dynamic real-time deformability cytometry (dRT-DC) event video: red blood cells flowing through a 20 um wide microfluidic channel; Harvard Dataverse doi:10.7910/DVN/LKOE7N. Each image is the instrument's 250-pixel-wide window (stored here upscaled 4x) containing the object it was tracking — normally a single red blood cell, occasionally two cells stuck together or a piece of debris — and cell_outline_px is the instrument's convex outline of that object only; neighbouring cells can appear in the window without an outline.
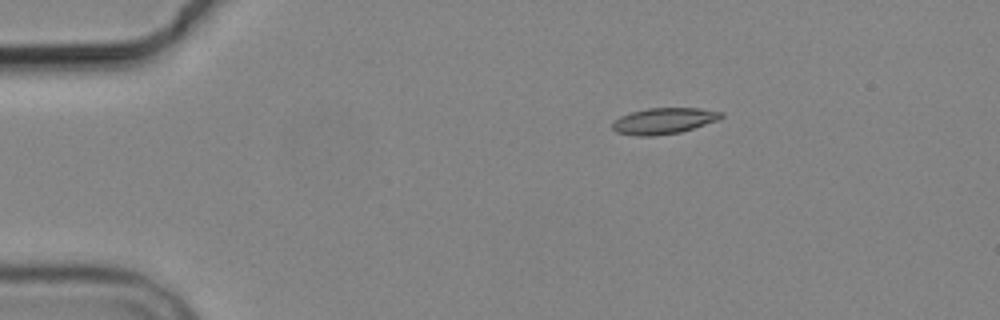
{"species": "common noctule bat (a hibernating species)", "species_latin": "Nyctalus noctula", "temperature_condition": "cold", "stored_images_in_passage": 3, "camera_frame_rate_fps": 3000, "um_per_image_px": 0.085, "animal": {"sex": "male", "body_mass_g": 19.2, "forearm_length_mm": 51.8}, "frame": {"image": 1, "passage_image": 1, "time_ms": 0.0, "image_size_px": [1000, 320], "cell_outline_px": [[724, 116], [720, 120], [680, 132], [656, 136], [636, 136], [616, 132], [612, 128], [612, 124], [620, 116], [632, 112], [648, 108], [700, 108], [724, 112]], "centroid_in_image_um": [56.46, 10.28], "position_along_channel_um": 28.5, "area_um2": 16.65}}